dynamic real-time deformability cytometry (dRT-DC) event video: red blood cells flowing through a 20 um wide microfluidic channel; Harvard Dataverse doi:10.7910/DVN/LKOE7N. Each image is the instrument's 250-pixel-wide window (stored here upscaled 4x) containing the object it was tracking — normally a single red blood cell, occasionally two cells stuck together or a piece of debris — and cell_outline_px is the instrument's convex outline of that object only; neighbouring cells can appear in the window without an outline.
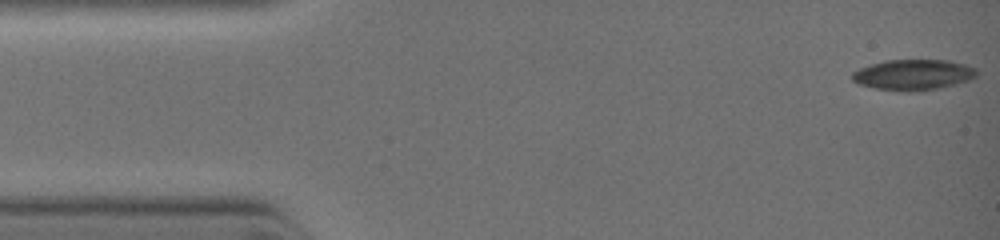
{"species": "common noctule bat (a hibernating species)", "species_latin": "Nyctalus noctula", "temperature_condition": "warm", "stored_images_in_passage": 32, "camera_frame_rate_fps": 3000, "um_per_image_px": 0.085, "animal": {"sex": "female", "body_mass_g": 19.0, "forearm_length_mm": 51.5}, "frame": {"image": 1, "passage_image": 1, "time_ms": 0.0, "image_size_px": [1000, 240], "cell_outline_px": [[976, 76], [968, 80], [940, 88], [908, 92], [876, 88], [860, 84], [852, 80], [852, 72], [860, 68], [884, 60], [948, 60], [964, 64], [976, 68]], "centroid_in_image_um": [77.62, 6.35], "position_along_channel_um": 7.4, "area_um2": 22.02}}
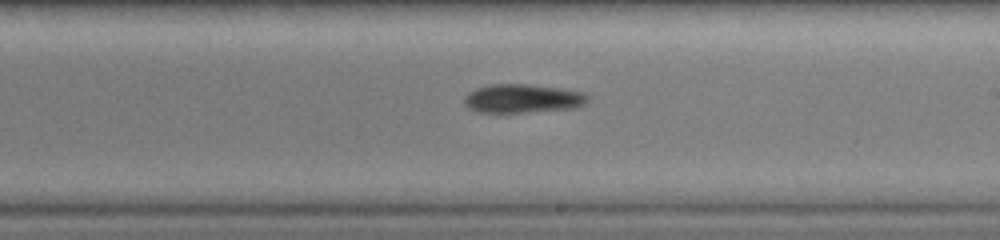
{"frame": {"image": 2, "passage_image": 19, "time_ms": 6.333, "image_size_px": [1000, 240], "cell_outline_px": [[588, 104], [576, 108], [524, 112], [480, 112], [468, 108], [464, 104], [464, 96], [468, 92], [476, 88], [488, 84], [528, 84], [560, 88], [584, 92], [588, 96]], "centroid_in_image_um": [44.44, 8.37], "position_along_channel_um": 244.6, "area_um2": 20.87}}
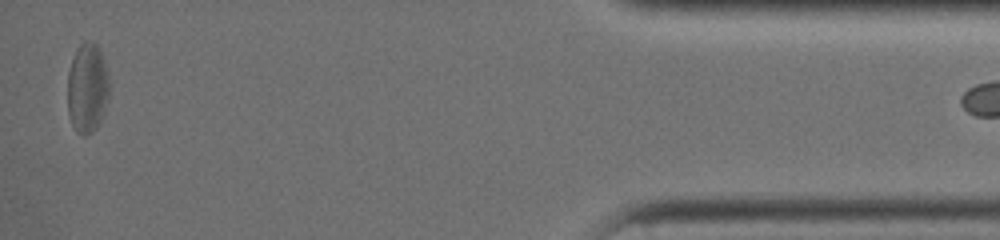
{"frame": {"image": 3, "passage_image": 31, "time_ms": 11.0, "image_size_px": [1000, 240], "cell_outline_px": [[108, 92], [96, 124], [92, 132], [80, 132], [72, 124], [68, 112], [68, 72], [72, 60], [80, 44], [84, 40], [88, 40], [96, 44], [104, 60], [108, 72]], "centroid_in_image_um": [7.39, 7.37], "position_along_channel_um": 427.8, "area_um2": 20.69}}